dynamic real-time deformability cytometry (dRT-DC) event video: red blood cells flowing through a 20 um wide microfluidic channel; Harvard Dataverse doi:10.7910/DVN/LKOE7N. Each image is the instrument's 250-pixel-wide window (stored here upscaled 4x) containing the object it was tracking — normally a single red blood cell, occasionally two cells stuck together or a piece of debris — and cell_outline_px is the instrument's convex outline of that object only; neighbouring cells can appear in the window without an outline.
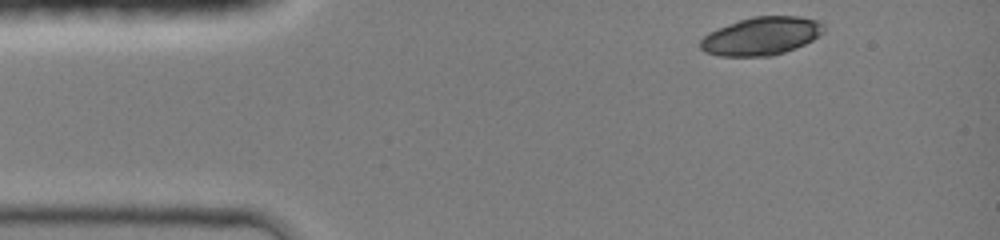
{"species": "common noctule bat (a hibernating species)", "species_latin": "Nyctalus noctula", "temperature_condition": "room temperature", "stored_images_in_passage": 4, "camera_frame_rate_fps": 3000, "um_per_image_px": 0.085, "animal": {"sex": "female", "body_mass_g": 19.0, "forearm_length_mm": 51.5}, "frame": {"image": 1, "passage_image": 1, "time_ms": 0.0, "image_size_px": [1000, 240], "cell_outline_px": [[824, 32], [812, 40], [796, 48], [772, 56], [720, 56], [704, 52], [700, 48], [700, 40], [708, 32], [728, 24], [752, 16], [800, 16], [820, 20], [824, 24]], "centroid_in_image_um": [64.73, 3.06], "position_along_channel_um": 20.3, "area_um2": 27.57}}
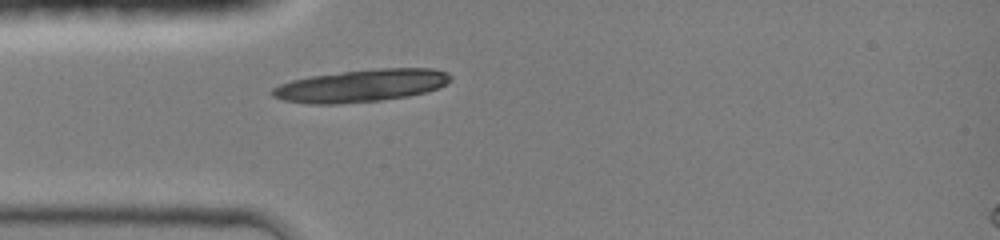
{"frame": {"image": 2, "passage_image": 4, "time_ms": 2.333, "image_size_px": [1000, 240], "cell_outline_px": [[452, 80], [436, 88], [424, 92], [408, 96], [380, 100], [336, 104], [308, 104], [284, 100], [272, 96], [268, 92], [272, 88], [280, 84], [292, 80], [312, 76], [344, 72], [380, 68], [432, 68], [448, 72], [452, 76]], "centroid_in_image_um": [30.69, 7.28], "position_along_channel_um": 54.3, "area_um2": 33.52}}